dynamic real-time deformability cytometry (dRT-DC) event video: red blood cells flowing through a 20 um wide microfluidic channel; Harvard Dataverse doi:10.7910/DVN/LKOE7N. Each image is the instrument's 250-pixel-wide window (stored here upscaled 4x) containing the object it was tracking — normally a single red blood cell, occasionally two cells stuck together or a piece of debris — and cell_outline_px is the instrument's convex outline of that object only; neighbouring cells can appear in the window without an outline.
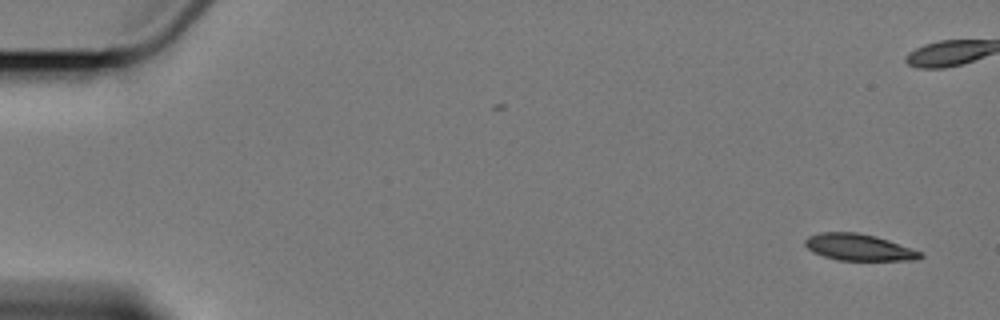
{"species": "Egyptian fruit bat (a non-hibernating species)", "species_latin": "Rousettus aegyptiacus", "temperature_condition": "cold", "stored_images_in_passage": 6, "camera_frame_rate_fps": 3000, "um_per_image_px": 0.085, "animal": {"sex": "female"}, "frame": {"image": 1, "passage_image": 1, "time_ms": 0.0, "image_size_px": [1000, 320], "cell_outline_px": [[924, 256], [920, 260], [836, 260], [812, 252], [804, 244], [804, 240], [808, 236], [820, 232], [856, 232], [876, 236], [924, 252]], "centroid_in_image_um": [73.02, 21.02], "position_along_channel_um": 12.0, "area_um2": 18.03}}
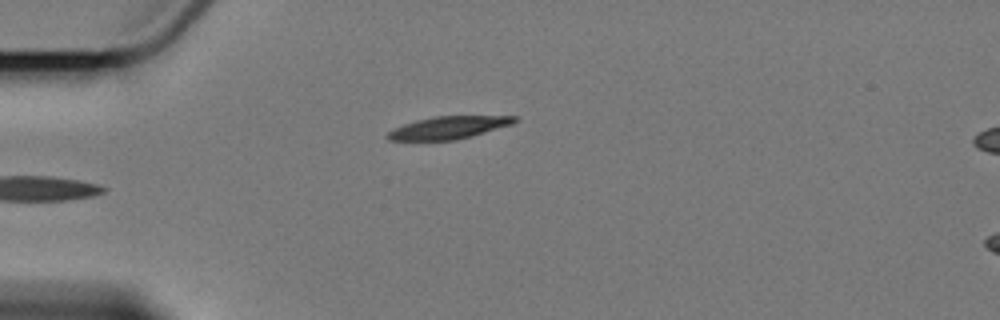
{"frame": {"image": 2, "passage_image": 6, "time_ms": 6.0, "image_size_px": [1000, 320], "cell_outline_px": [[520, 116], [512, 124], [472, 136], [456, 140], [388, 140], [384, 136], [388, 132], [404, 124], [416, 120], [432, 116]], "centroid_in_image_um": [38.12, 10.84], "position_along_channel_um": 46.9, "area_um2": 16.59}}